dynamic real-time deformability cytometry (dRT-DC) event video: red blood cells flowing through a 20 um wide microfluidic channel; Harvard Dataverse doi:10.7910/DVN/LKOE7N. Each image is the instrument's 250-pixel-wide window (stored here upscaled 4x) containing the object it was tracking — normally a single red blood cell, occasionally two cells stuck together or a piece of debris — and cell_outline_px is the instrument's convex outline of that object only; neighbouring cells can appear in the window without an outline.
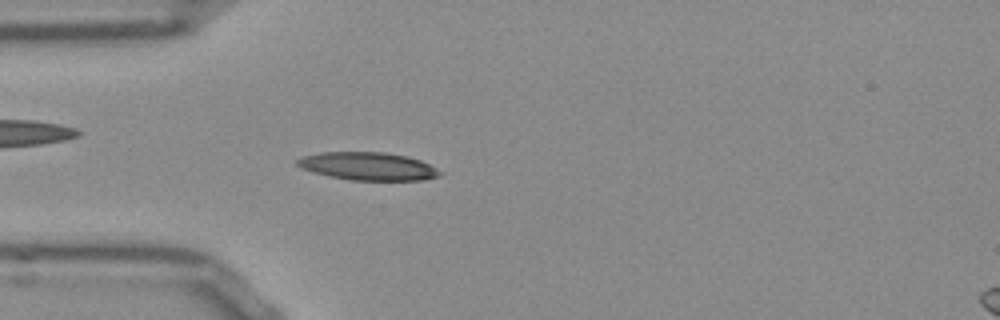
{"species": "Egyptian fruit bat (a non-hibernating species)", "species_latin": "Rousettus aegyptiacus", "temperature_condition": "room temperature", "stored_images_in_passage": 36, "camera_frame_rate_fps": 3000, "um_per_image_px": 0.085, "frame": {"image": 1, "passage_image": 6, "time_ms": 1.667, "image_size_px": [1000, 320], "cell_outline_px": [[440, 176], [420, 180], [352, 180], [332, 176], [316, 172], [304, 168], [296, 164], [296, 160], [304, 156], [320, 152], [384, 152], [408, 156], [420, 160], [428, 164], [440, 172]], "centroid_in_image_um": [31.29, 14.12], "position_along_channel_um": 53.7, "area_um2": 22.77}}
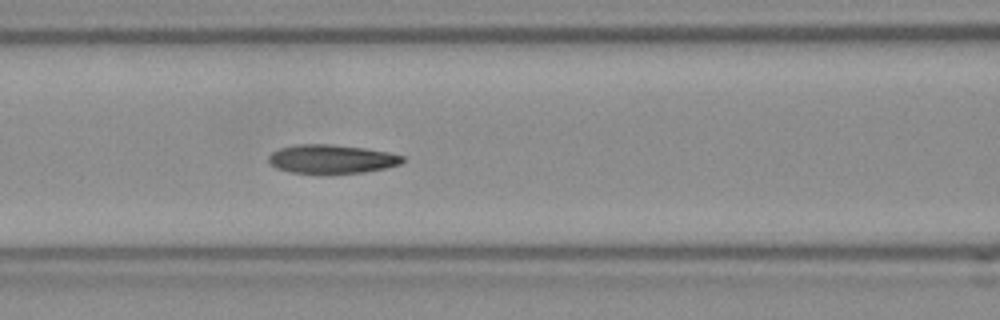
{"frame": {"image": 2, "passage_image": 13, "time_ms": 4.0, "image_size_px": [1000, 320], "cell_outline_px": [[404, 160], [400, 164], [384, 168], [364, 172], [332, 176], [324, 176], [292, 172], [276, 168], [268, 160], [268, 156], [272, 152], [280, 148], [296, 144], [332, 144], [364, 148], [388, 152], [404, 156]], "centroid_in_image_um": [28.17, 13.55], "position_along_channel_um": 138.4, "area_um2": 23.18}}
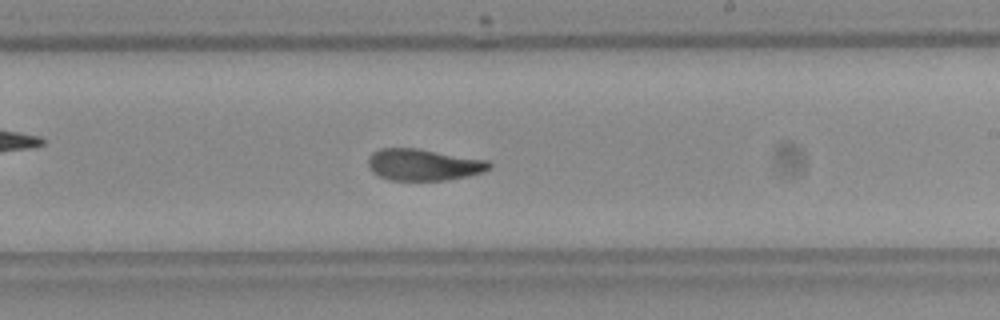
{"frame": {"image": 3, "passage_image": 22, "time_ms": 7.0, "image_size_px": [1000, 320], "cell_outline_px": [[492, 168], [484, 172], [468, 176], [448, 180], [388, 180], [372, 172], [368, 168], [368, 156], [372, 152], [380, 148], [416, 148], [488, 160], [492, 164]], "centroid_in_image_um": [36.0, 14.0], "position_along_channel_um": 253.0, "area_um2": 22.54}, "authors_computed_cell_mechanics": {"area_um2": 22.8021, "velocity_mm_per_s": 3.8274, "shape_relaxation_time_tau1_ms": 9.5246, "shape_relaxation_time_tau2_ms": 2.8666, "deformation_change_tau1": 0.2418, "deformation_change_tau2": 0.1003}}